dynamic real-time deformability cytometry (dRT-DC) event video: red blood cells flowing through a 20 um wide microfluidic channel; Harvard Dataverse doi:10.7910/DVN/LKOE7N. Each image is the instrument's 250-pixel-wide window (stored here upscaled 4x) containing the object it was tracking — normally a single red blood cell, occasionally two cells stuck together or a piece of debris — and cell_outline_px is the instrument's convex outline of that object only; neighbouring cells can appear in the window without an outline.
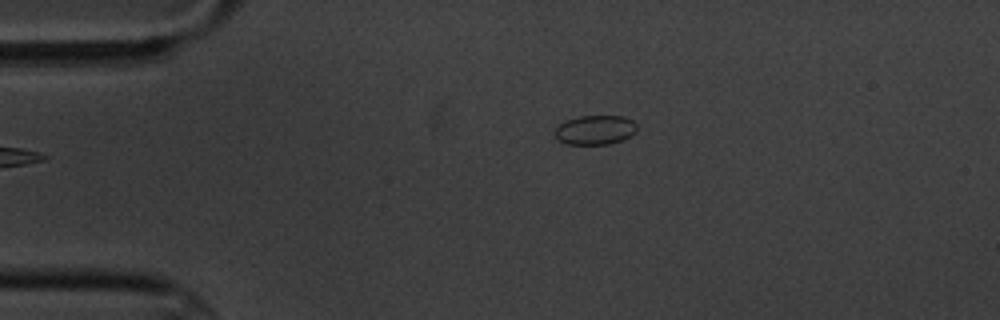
{"species": "common noctule bat (a hibernating species)", "species_latin": "Nyctalus noctula", "temperature_condition": "cold", "stored_images_in_passage": 8, "camera_frame_rate_fps": 3000, "um_per_image_px": 0.085, "animal": {"sex": "male", "body_mass_g": 20.1, "forearm_length_mm": 53.5}, "frame": {"image": 1, "passage_image": 1, "time_ms": 0.0, "image_size_px": [1000, 320], "cell_outline_px": [[636, 132], [624, 140], [608, 144], [568, 144], [560, 140], [556, 136], [556, 128], [564, 120], [580, 116], [624, 116], [632, 120], [636, 124]], "centroid_in_image_um": [50.62, 11.04], "position_along_channel_um": 34.4, "area_um2": 13.99}}
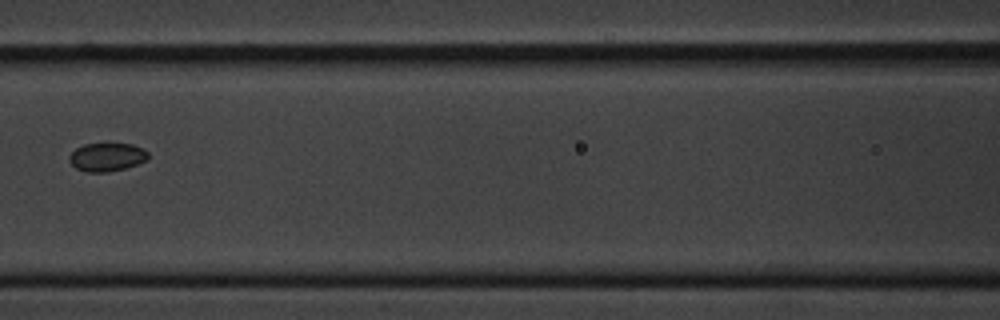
{"frame": {"image": 2, "passage_image": 5, "time_ms": 4.667, "image_size_px": [1000, 320], "cell_outline_px": [[148, 160], [124, 168], [108, 172], [88, 172], [76, 168], [68, 160], [68, 156], [76, 148], [84, 144], [104, 140], [108, 140], [132, 144], [144, 148], [148, 152]], "centroid_in_image_um": [9.09, 13.28], "position_along_channel_um": 157.5, "area_um2": 13.76}}
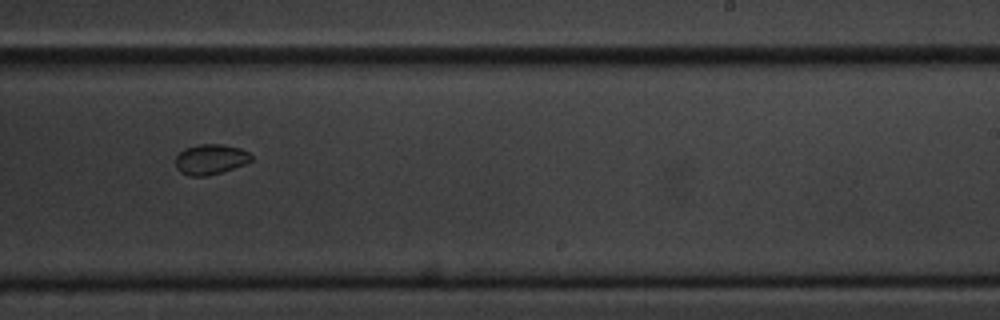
{"frame": {"image": 3, "passage_image": 8, "time_ms": 8.0, "image_size_px": [1000, 320], "cell_outline_px": [[252, 160], [244, 164], [208, 176], [192, 176], [180, 172], [176, 168], [176, 156], [184, 148], [196, 144], [220, 144], [240, 148], [248, 152], [252, 156]], "centroid_in_image_um": [17.87, 13.53], "position_along_channel_um": 271.1, "area_um2": 13.29}}